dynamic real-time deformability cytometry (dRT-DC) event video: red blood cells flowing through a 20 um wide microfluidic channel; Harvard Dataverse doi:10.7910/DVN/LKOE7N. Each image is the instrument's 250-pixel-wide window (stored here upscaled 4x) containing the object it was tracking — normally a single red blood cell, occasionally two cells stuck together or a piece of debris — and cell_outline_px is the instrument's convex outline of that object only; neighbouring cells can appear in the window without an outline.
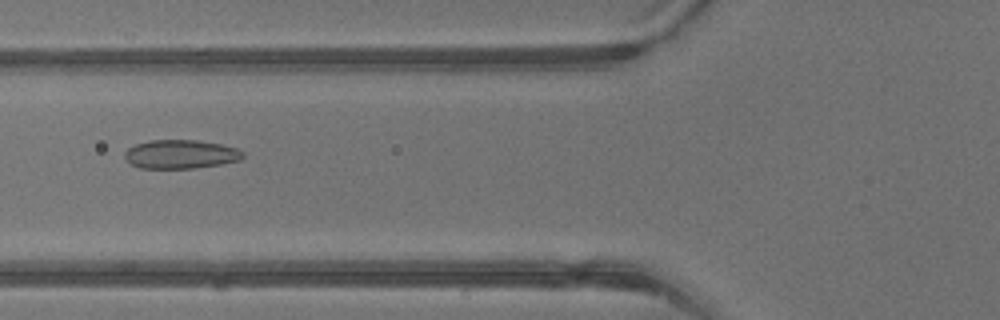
{"species": "common noctule bat (a hibernating species)", "species_latin": "Nyctalus noctula", "temperature_condition": "warm", "stored_images_in_passage": 5, "camera_frame_rate_fps": 3000, "um_per_image_px": 0.085, "animal": {"sex": "male", "body_mass_g": 13.3}, "frame": {"image": 1, "passage_image": 5, "time_ms": 1.333, "image_size_px": [1000, 320], "cell_outline_px": [[244, 156], [240, 160], [220, 164], [192, 168], [140, 168], [132, 164], [124, 156], [124, 152], [128, 148], [136, 144], [152, 140], [196, 140], [220, 144], [236, 148], [244, 152]], "centroid_in_image_um": [15.36, 13.1], "position_along_channel_um": 110.4, "area_um2": 19.65}}